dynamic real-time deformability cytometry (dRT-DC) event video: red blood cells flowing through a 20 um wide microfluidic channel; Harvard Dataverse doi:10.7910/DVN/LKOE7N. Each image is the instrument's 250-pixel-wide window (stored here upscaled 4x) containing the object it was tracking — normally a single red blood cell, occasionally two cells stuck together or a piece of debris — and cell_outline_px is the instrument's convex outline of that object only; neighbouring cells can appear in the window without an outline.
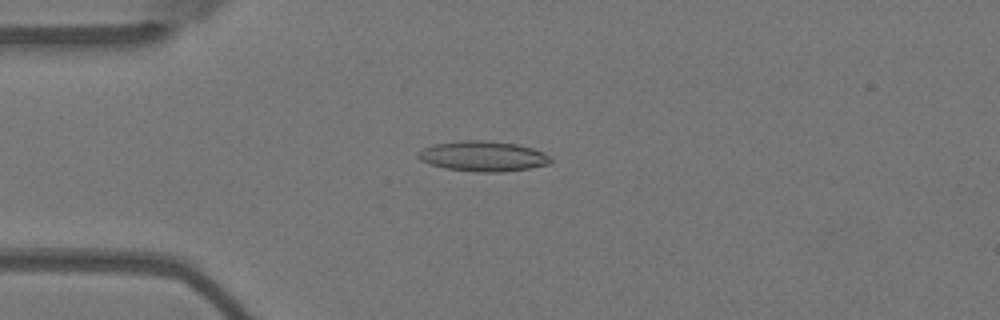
{"species": "Egyptian fruit bat (a non-hibernating species)", "species_latin": "Rousettus aegyptiacus", "temperature_condition": "warm", "stored_images_in_passage": 54, "camera_frame_rate_fps": 3000, "um_per_image_px": 0.085, "animal": {"sex": "female"}, "frame": {"image": 1, "passage_image": 13, "time_ms": 4.0, "image_size_px": [1000, 320], "cell_outline_px": [[552, 164], [528, 168], [500, 172], [480, 172], [444, 168], [428, 164], [420, 160], [416, 156], [424, 148], [436, 144], [464, 140], [480, 140], [516, 144], [532, 148], [544, 152], [552, 160]], "centroid_in_image_um": [41.07, 13.29], "position_along_channel_um": 43.9, "area_um2": 23.18}}
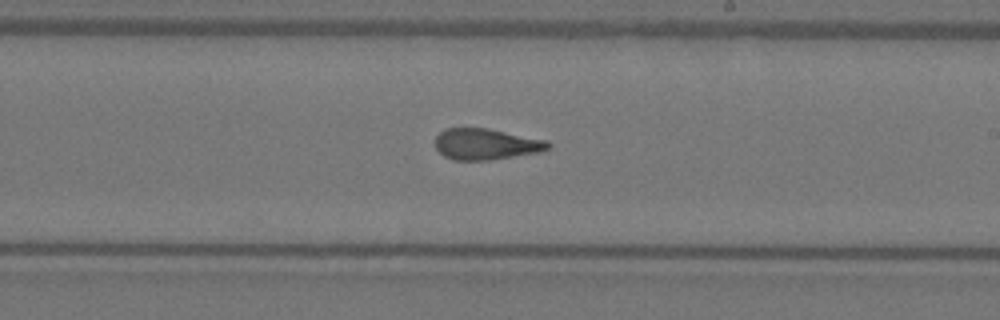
{"frame": {"image": 2, "passage_image": 31, "time_ms": 10.0, "image_size_px": [1000, 320], "cell_outline_px": [[552, 144], [548, 148], [540, 152], [488, 160], [452, 160], [444, 156], [436, 148], [436, 136], [444, 128], [488, 128], [548, 140]], "centroid_in_image_um": [41.32, 12.24], "position_along_channel_um": 247.7, "area_um2": 20.52}}
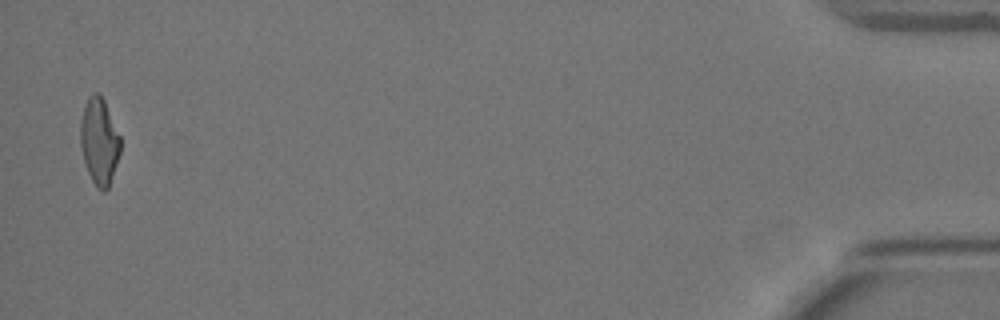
{"frame": {"image": 3, "passage_image": 53, "time_ms": 17.333, "image_size_px": [1000, 320], "cell_outline_px": [[120, 152], [108, 188], [104, 192], [96, 188], [88, 172], [84, 160], [80, 144], [80, 120], [88, 96], [92, 92], [100, 92], [104, 100], [120, 136]], "centroid_in_image_um": [8.42, 11.99], "position_along_channel_um": 426.8, "area_um2": 20.11}, "authors_computed_cell_mechanics": {"area_um2": 21.1548, "velocity_mm_per_s": 3.6859, "shape_relaxation_time_tau1_ms": 8.6834, "shape_relaxation_time_tau2_ms": 1.1506, "deformation_change_tau1": 0.2481, "deformation_change_tau2": 0.0981}}